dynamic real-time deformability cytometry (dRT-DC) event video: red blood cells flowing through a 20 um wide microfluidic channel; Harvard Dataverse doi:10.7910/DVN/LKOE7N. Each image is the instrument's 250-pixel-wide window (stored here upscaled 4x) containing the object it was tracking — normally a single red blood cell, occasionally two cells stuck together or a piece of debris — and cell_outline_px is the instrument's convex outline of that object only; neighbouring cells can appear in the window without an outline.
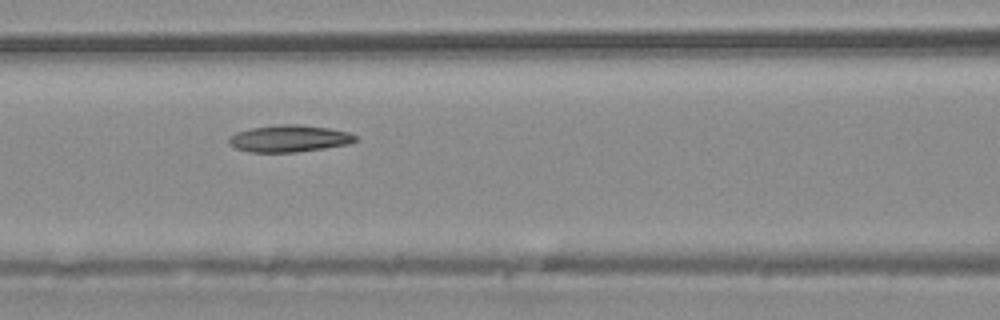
{"species": "common noctule bat (a hibernating species)", "species_latin": "Nyctalus noctula", "temperature_condition": "warm", "stored_images_in_passage": 5, "camera_frame_rate_fps": 3000, "um_per_image_px": 0.085, "animal": {"sex": "male", "body_mass_g": 20.4}, "frame": {"image": 1, "passage_image": 4, "time_ms": 4.333, "image_size_px": [1000, 320], "cell_outline_px": [[356, 140], [348, 144], [324, 148], [296, 152], [248, 152], [236, 148], [228, 144], [228, 140], [236, 132], [252, 128], [276, 124], [296, 124], [328, 128], [348, 132], [356, 136]], "centroid_in_image_um": [24.55, 11.77], "position_along_channel_um": 142.0, "area_um2": 19.71}}
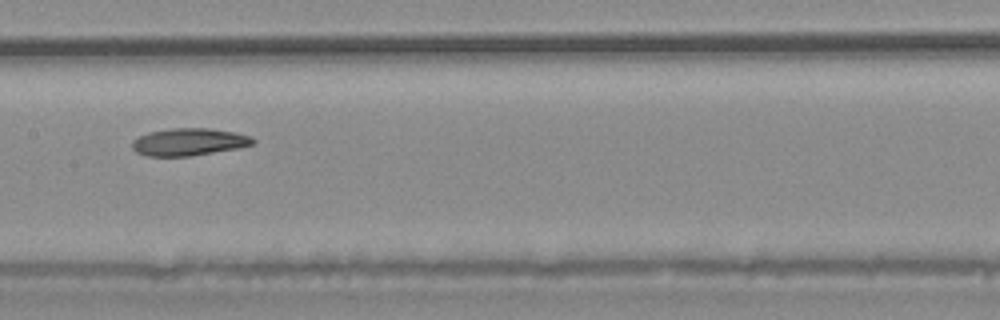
{"frame": {"image": 2, "passage_image": 5, "time_ms": 5.333, "image_size_px": [1000, 320], "cell_outline_px": [[256, 144], [236, 148], [188, 156], [148, 156], [136, 152], [132, 148], [132, 140], [148, 132], [172, 128], [208, 128], [236, 132], [252, 136], [256, 140]], "centroid_in_image_um": [16.08, 12.05], "position_along_channel_um": 191.3, "area_um2": 19.25}}